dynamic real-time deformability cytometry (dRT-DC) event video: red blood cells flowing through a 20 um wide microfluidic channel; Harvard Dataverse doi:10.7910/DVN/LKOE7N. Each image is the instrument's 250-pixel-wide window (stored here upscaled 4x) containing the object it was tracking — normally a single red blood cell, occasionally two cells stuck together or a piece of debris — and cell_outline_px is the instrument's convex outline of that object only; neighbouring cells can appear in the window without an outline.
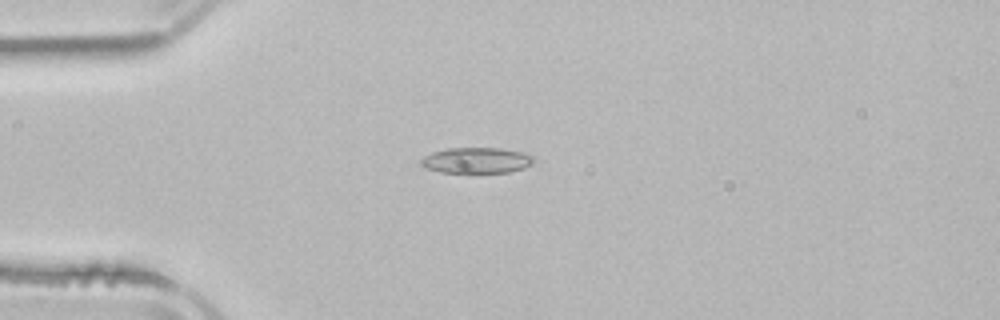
{"species": "common noctule bat (a hibernating species)", "species_latin": "Nyctalus noctula", "temperature_condition": "room temperature", "stored_images_in_passage": 3, "camera_frame_rate_fps": 3000, "um_per_image_px": 0.085, "animal": {"sex": "male", "body_mass_g": 21.5, "forearm_length_mm": 52.0}, "frame": {"image": 1, "passage_image": 2, "time_ms": 1.667, "image_size_px": [1000, 320], "cell_outline_px": [[532, 164], [524, 168], [508, 172], [440, 172], [428, 168], [420, 164], [420, 160], [424, 156], [432, 152], [448, 148], [500, 148], [524, 152], [532, 156]], "centroid_in_image_um": [40.5, 13.62], "position_along_channel_um": 44.5, "area_um2": 16.76}}
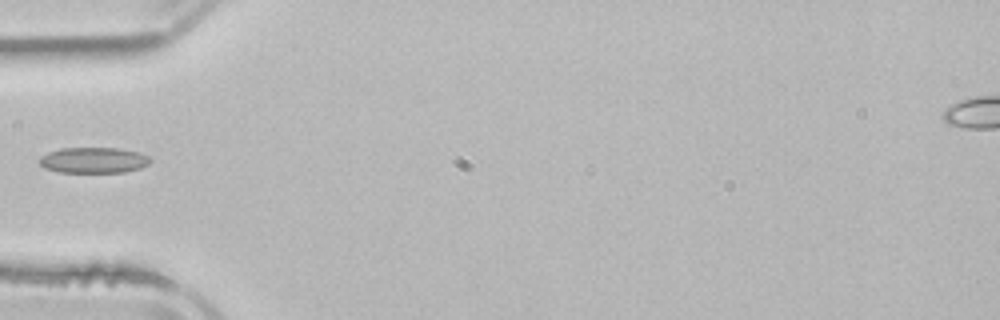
{"frame": {"image": 2, "passage_image": 3, "time_ms": 3.0, "image_size_px": [1000, 320], "cell_outline_px": [[152, 160], [148, 164], [140, 168], [124, 172], [60, 172], [44, 168], [36, 160], [40, 156], [48, 152], [60, 148], [120, 148], [140, 152], [148, 156]], "centroid_in_image_um": [7.93, 13.61], "position_along_channel_um": 77.1, "area_um2": 16.82}}